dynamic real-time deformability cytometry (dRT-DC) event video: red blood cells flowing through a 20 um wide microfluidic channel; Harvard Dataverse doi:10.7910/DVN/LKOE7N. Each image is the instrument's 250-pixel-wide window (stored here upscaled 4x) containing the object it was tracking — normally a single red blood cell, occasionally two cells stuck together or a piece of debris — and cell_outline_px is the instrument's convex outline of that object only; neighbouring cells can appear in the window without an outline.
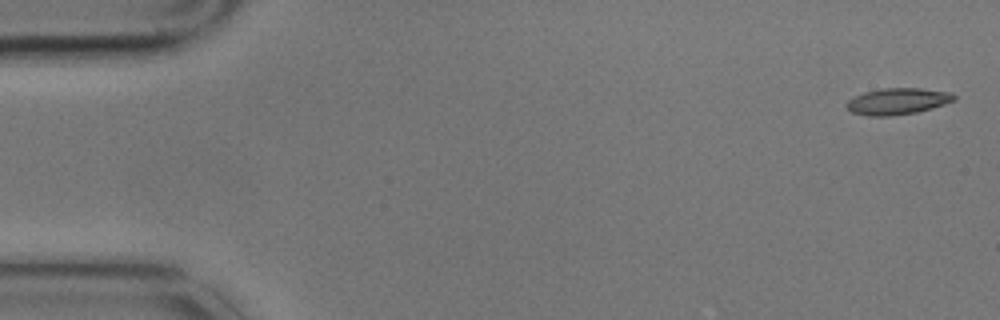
{"species": "common noctule bat (a hibernating species)", "species_latin": "Nyctalus noctula", "temperature_condition": "cold", "stored_images_in_passage": 5, "camera_frame_rate_fps": 3000, "um_per_image_px": 0.085, "animal": {"sex": "male", "body_mass_g": 17.9}, "frame": {"image": 1, "passage_image": 1, "time_ms": 0.0, "image_size_px": [1000, 320], "cell_outline_px": [[956, 100], [932, 108], [916, 112], [892, 116], [868, 116], [852, 112], [844, 104], [848, 100], [864, 92], [884, 88], [920, 88], [952, 92], [956, 96]], "centroid_in_image_um": [76.31, 8.61], "position_along_channel_um": 8.7, "area_um2": 16.59}}
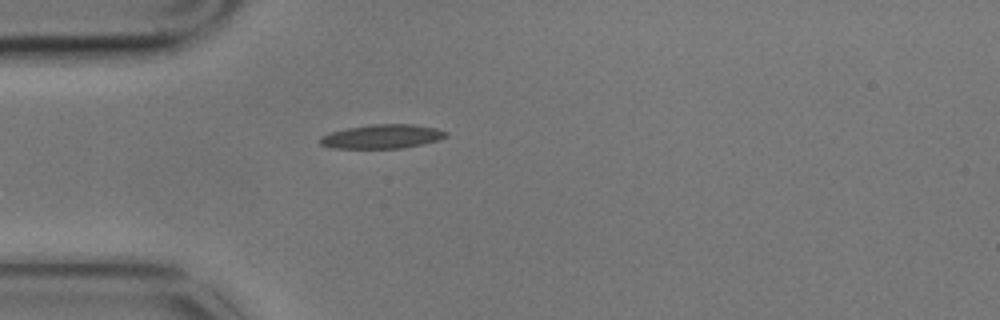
{"frame": {"image": 2, "passage_image": 5, "time_ms": 1.333, "image_size_px": [1000, 320], "cell_outline_px": [[448, 136], [440, 140], [404, 148], [332, 148], [320, 144], [320, 136], [332, 132], [348, 128], [372, 124], [412, 124], [436, 128], [448, 132]], "centroid_in_image_um": [32.52, 11.6], "position_along_channel_um": 52.5, "area_um2": 17.63}}